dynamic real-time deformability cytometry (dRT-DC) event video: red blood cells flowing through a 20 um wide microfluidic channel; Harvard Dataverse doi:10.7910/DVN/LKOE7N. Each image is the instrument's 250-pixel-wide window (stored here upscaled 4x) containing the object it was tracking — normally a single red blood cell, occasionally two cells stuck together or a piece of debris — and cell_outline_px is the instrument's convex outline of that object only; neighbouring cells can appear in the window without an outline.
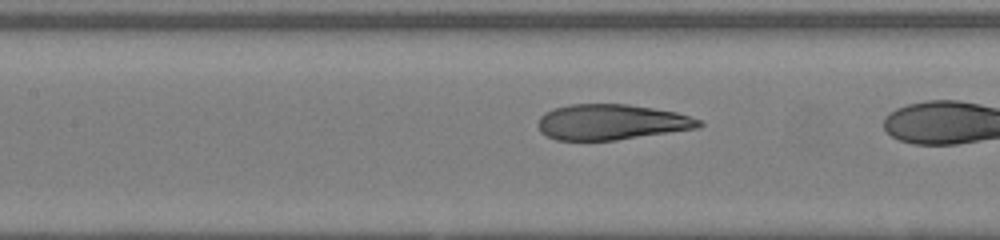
{"species": "human", "species_latin": "Homo sapiens", "temperature_condition": "warm", "stored_images_in_passage": 34, "camera_frame_rate_fps": 3000, "um_per_image_px": 0.085, "donor": {"sex": "female"}, "frame": {"image": 1, "passage_image": 17, "time_ms": 5.333, "image_size_px": [1000, 240], "cell_outline_px": [[704, 124], [700, 128], [616, 140], [556, 140], [540, 132], [536, 124], [540, 116], [544, 112], [552, 108], [568, 104], [628, 104], [676, 112], [700, 120]], "centroid_in_image_um": [51.93, 10.37], "position_along_channel_um": 155.5, "area_um2": 33.52}}
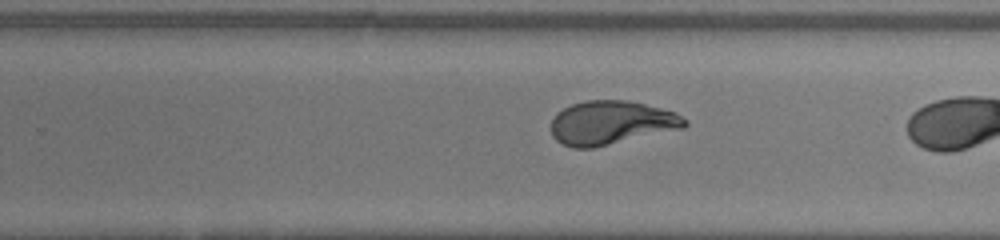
{"frame": {"image": 2, "passage_image": 26, "time_ms": 8.333, "image_size_px": [1000, 240], "cell_outline_px": [[688, 124], [684, 128], [592, 148], [572, 148], [556, 140], [552, 136], [552, 120], [556, 112], [572, 104], [584, 100], [628, 100], [676, 112], [688, 120]], "centroid_in_image_um": [51.96, 10.43], "position_along_channel_um": 277.8, "area_um2": 34.1}}
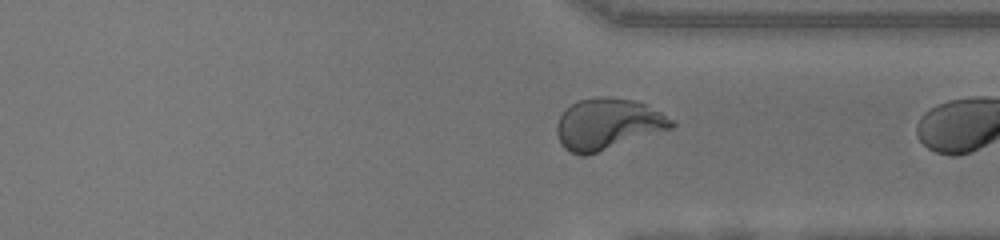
{"frame": {"image": 3, "passage_image": 32, "time_ms": 10.333, "image_size_px": [1000, 240], "cell_outline_px": [[676, 124], [672, 128], [588, 156], [580, 156], [564, 148], [560, 144], [556, 132], [556, 124], [564, 108], [580, 100], [596, 96], [608, 96], [632, 100], [644, 104], [676, 120]], "centroid_in_image_um": [51.64, 10.55], "position_along_channel_um": 359.8, "area_um2": 34.51}}